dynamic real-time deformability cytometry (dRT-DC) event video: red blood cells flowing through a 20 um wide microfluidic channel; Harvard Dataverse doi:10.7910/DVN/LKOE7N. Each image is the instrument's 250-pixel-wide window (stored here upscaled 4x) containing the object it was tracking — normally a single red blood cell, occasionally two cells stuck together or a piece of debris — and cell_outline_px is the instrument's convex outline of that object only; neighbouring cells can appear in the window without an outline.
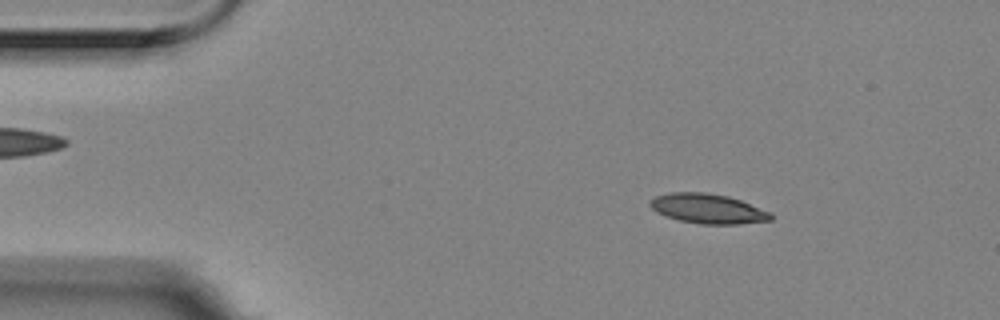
{"species": "Egyptian fruit bat (a non-hibernating species)", "species_latin": "Rousettus aegyptiacus", "temperature_condition": "room temperature", "stored_images_in_passage": 2, "camera_frame_rate_fps": 3000, "um_per_image_px": 0.085, "animal": {"sex": "female"}, "frame": {"image": 1, "passage_image": 2, "time_ms": 0.333, "image_size_px": [1000, 320], "cell_outline_px": [[772, 220], [740, 224], [700, 224], [680, 220], [656, 212], [648, 204], [656, 196], [672, 192], [704, 192], [728, 196], [740, 200], [772, 212]], "centroid_in_image_um": [60.2, 17.74], "position_along_channel_um": 24.8, "area_um2": 20.81}}